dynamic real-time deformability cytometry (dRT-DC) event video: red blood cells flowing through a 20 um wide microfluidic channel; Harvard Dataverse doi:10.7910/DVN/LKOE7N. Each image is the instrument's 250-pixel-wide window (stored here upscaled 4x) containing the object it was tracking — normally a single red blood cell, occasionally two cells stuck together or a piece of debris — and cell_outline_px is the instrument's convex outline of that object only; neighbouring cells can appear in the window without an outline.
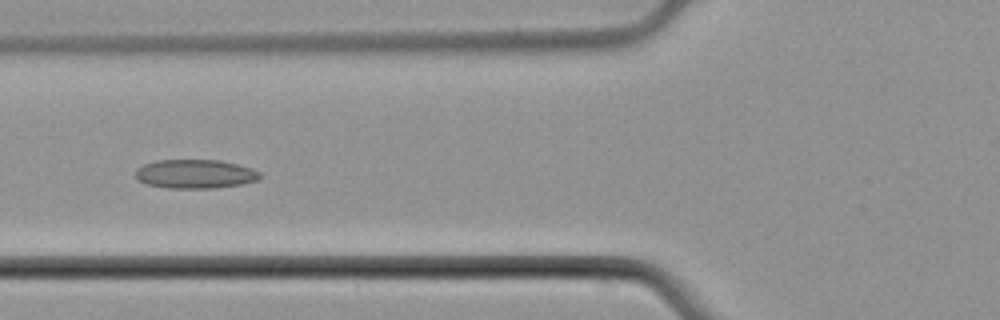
{"species": "common noctule bat (a hibernating species)", "species_latin": "Nyctalus noctula", "temperature_condition": "cold", "stored_images_in_passage": 7, "camera_frame_rate_fps": 3000, "um_per_image_px": 0.085, "animal": {"sex": "male", "body_mass_g": 21.5, "forearm_length_mm": 52.0}, "frame": {"image": 1, "passage_image": 6, "time_ms": 6.333, "image_size_px": [1000, 320], "cell_outline_px": [[260, 180], [240, 184], [216, 188], [168, 188], [148, 184], [136, 180], [136, 168], [144, 164], [156, 160], [220, 160], [252, 168], [260, 172]], "centroid_in_image_um": [16.58, 14.78], "position_along_channel_um": 109.2, "area_um2": 21.04}}
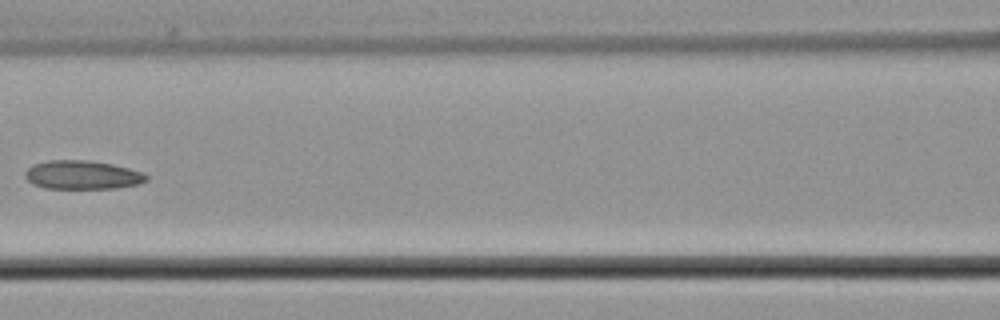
{"frame": {"image": 2, "passage_image": 7, "time_ms": 7.667, "image_size_px": [1000, 320], "cell_outline_px": [[148, 180], [140, 184], [116, 188], [44, 188], [32, 184], [24, 176], [24, 172], [32, 164], [48, 160], [88, 160], [112, 164], [128, 168], [140, 172], [148, 176]], "centroid_in_image_um": [6.97, 14.86], "position_along_channel_um": 159.6, "area_um2": 20.35}}